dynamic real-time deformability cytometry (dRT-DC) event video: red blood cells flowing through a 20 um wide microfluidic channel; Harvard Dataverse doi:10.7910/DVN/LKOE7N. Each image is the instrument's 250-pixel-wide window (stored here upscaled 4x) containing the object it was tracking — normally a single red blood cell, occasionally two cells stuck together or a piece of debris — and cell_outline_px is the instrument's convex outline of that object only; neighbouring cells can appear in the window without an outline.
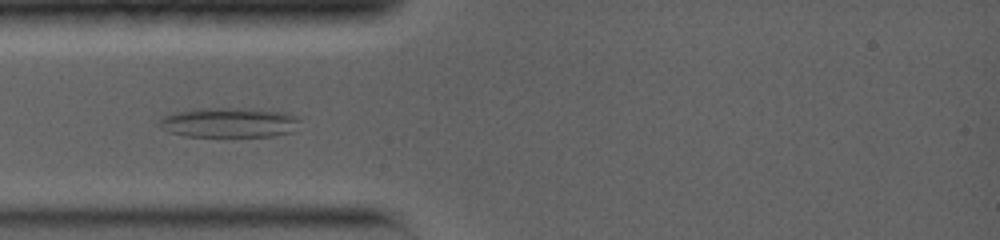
{"species": "common noctule bat (a hibernating species)", "species_latin": "Nyctalus noctula", "temperature_condition": "warm", "stored_images_in_passage": 17, "camera_frame_rate_fps": 5000, "um_per_image_px": 0.085, "animal": {"sex": "female", "body_mass_g": 19.0, "forearm_length_mm": 56.7}, "frame": {"image": 1, "passage_image": 2, "time_ms": 0.8, "image_size_px": [1000, 240], "cell_outline_px": [[300, 120], [292, 132], [272, 136], [184, 136], [168, 132], [160, 128], [156, 124], [164, 116], [172, 112], [196, 108], [240, 108], [288, 112], [300, 116]], "centroid_in_image_um": [19.44, 10.41], "position_along_channel_um": 65.6, "area_um2": 24.8}}
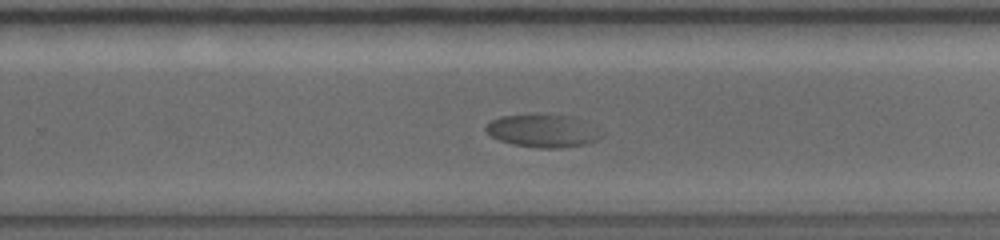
{"frame": {"image": 2, "passage_image": 10, "time_ms": 6.6, "image_size_px": [1000, 240], "cell_outline_px": [[604, 132], [596, 140], [588, 144], [560, 148], [536, 148], [512, 144], [500, 140], [492, 136], [484, 128], [492, 120], [500, 116], [576, 116], [592, 124]], "centroid_in_image_um": [46.22, 11.15], "position_along_channel_um": 283.6, "area_um2": 21.85}}
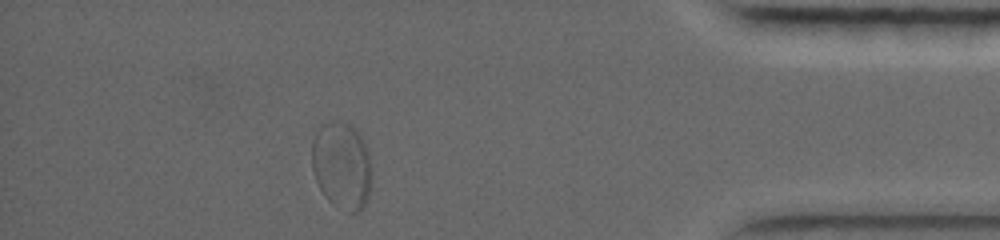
{"frame": {"image": 3, "passage_image": 16, "time_ms": 11.0, "image_size_px": [1000, 240], "cell_outline_px": [[372, 172], [368, 196], [364, 204], [356, 212], [348, 212], [332, 204], [328, 200], [320, 188], [316, 180], [312, 168], [312, 140], [316, 132], [324, 124], [332, 120], [344, 120], [356, 128], [368, 152]], "centroid_in_image_um": [29.04, 14.03], "position_along_channel_um": 406.2, "area_um2": 30.46}}